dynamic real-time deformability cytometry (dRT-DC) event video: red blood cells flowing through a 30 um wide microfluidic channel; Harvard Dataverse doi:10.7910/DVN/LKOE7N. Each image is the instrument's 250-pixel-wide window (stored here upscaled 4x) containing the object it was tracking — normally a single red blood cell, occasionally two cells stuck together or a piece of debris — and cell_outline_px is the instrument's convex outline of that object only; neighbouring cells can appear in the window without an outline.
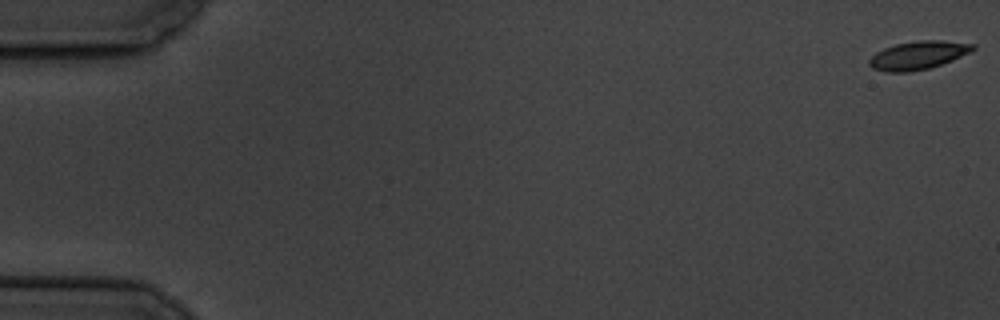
{"species": "common noctule bat (a hibernating species)", "species_latin": "Nyctalus noctula", "temperature_condition": "cold", "stored_images_in_passage": 59, "camera_frame_rate_fps": 3000, "um_per_image_px": 0.085, "animal": {"sex": "male", "body_mass_g": 19.5, "forearm_length_mm": 54.6}, "frame": {"image": 1, "passage_image": 1, "time_ms": 0.0, "image_size_px": [1000, 320], "cell_outline_px": [[976, 48], [952, 60], [928, 68], [908, 72], [888, 72], [872, 68], [868, 64], [868, 60], [876, 52], [884, 48], [896, 44], [920, 40], [940, 40], [976, 44]], "centroid_in_image_um": [78.01, 4.69], "position_along_channel_um": 7.0, "area_um2": 16.88}}
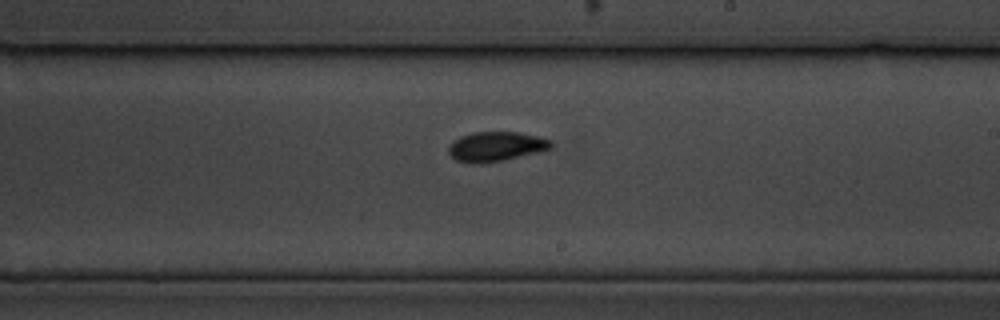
{"frame": {"image": 2, "passage_image": 35, "time_ms": 11.333, "image_size_px": [1000, 320], "cell_outline_px": [[552, 148], [504, 160], [480, 164], [468, 164], [456, 160], [448, 152], [448, 148], [452, 140], [460, 136], [472, 132], [520, 132], [552, 140]], "centroid_in_image_um": [42.11, 12.45], "position_along_channel_um": 246.9, "area_um2": 17.8}}
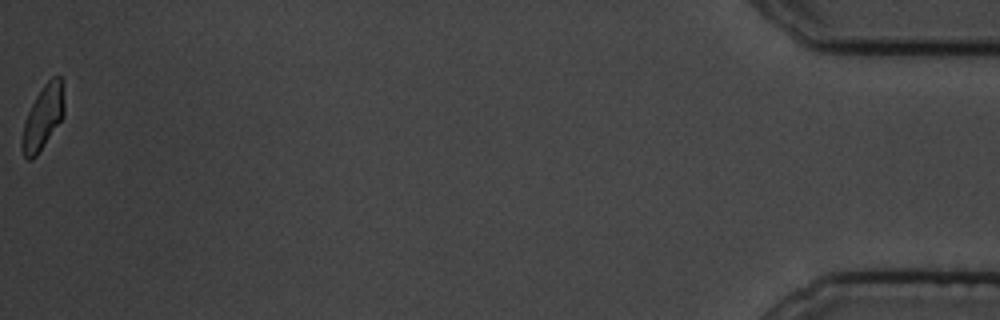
{"frame": {"image": 3, "passage_image": 59, "time_ms": 19.333, "image_size_px": [1000, 320], "cell_outline_px": [[64, 116], [36, 156], [32, 160], [28, 160], [24, 156], [20, 144], [20, 140], [24, 124], [28, 112], [36, 96], [44, 84], [52, 76], [60, 76], [64, 104]], "centroid_in_image_um": [3.63, 10.0], "position_along_channel_um": 431.6, "area_um2": 15.55}, "authors_computed_cell_mechanics": {"area_um2": 16.8198, "velocity_mm_per_s": 3.4799, "shape_relaxation_time_tau1_ms": 2.327, "shape_relaxation_time_tau2_ms": 2.343, "deformation_change_tau1": 0.1021, "deformation_change_tau2": 0.0536}}